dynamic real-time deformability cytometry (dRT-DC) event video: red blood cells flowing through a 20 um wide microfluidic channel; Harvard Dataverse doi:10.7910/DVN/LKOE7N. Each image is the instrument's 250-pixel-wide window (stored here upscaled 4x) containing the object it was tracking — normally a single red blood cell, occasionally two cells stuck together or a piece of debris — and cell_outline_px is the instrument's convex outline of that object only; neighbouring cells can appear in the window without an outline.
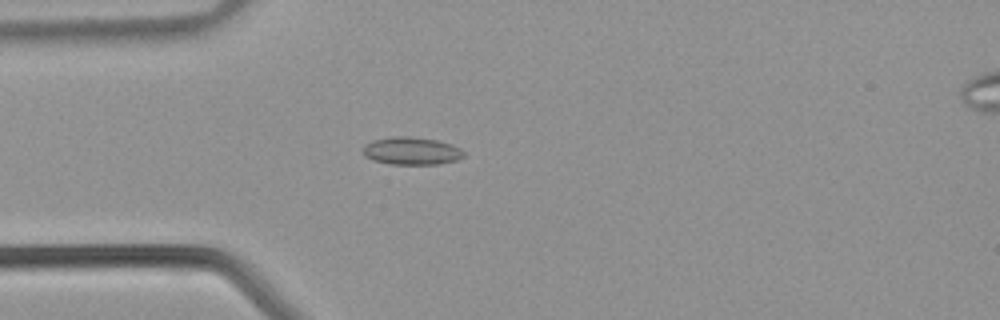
{"species": "common noctule bat (a hibernating species)", "species_latin": "Nyctalus noctula", "temperature_condition": "warm", "stored_images_in_passage": 40, "camera_frame_rate_fps": 3000, "um_per_image_px": 0.085, "animal": {"sex": "male", "body_mass_g": 21.5, "forearm_length_mm": 52.0}, "frame": {"image": 1, "passage_image": 10, "time_ms": 3.0, "image_size_px": [1000, 320], "cell_outline_px": [[464, 156], [456, 160], [440, 164], [392, 164], [372, 160], [364, 156], [360, 148], [364, 144], [372, 140], [392, 136], [408, 136], [436, 140], [452, 144], [460, 148], [464, 152]], "centroid_in_image_um": [34.93, 12.82], "position_along_channel_um": 50.1, "area_um2": 16.47}}
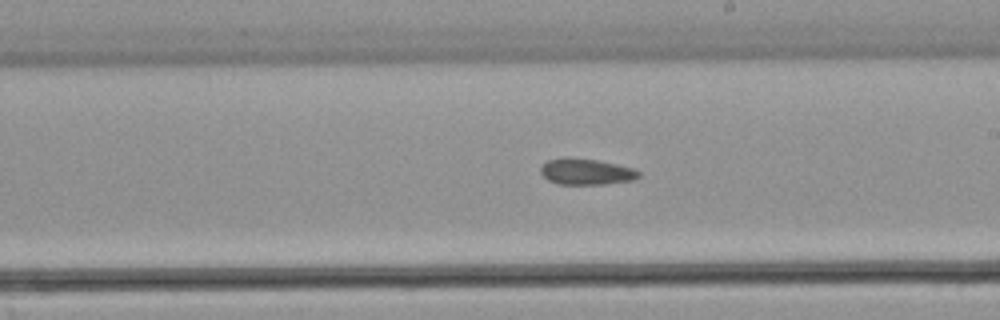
{"frame": {"image": 2, "passage_image": 22, "time_ms": 7.0, "image_size_px": [1000, 320], "cell_outline_px": [[640, 176], [636, 180], [604, 184], [556, 184], [548, 180], [540, 172], [540, 168], [548, 160], [564, 156], [568, 156], [596, 160], [636, 168], [640, 172]], "centroid_in_image_um": [49.85, 14.58], "position_along_channel_um": 239.2, "area_um2": 15.2}}
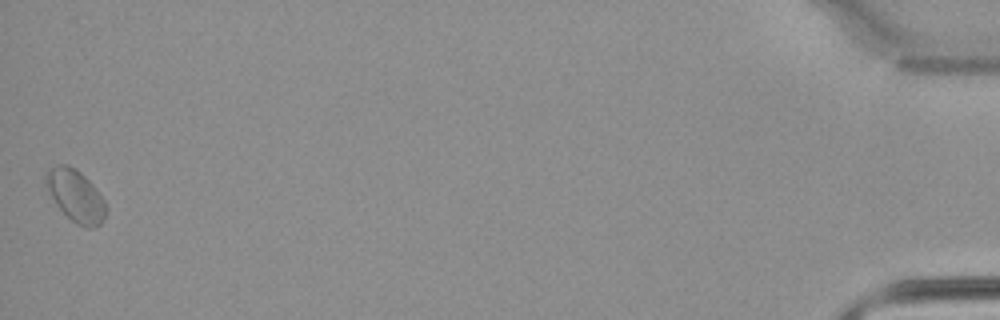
{"frame": {"image": 3, "passage_image": 40, "time_ms": 13.0, "image_size_px": [1000, 320], "cell_outline_px": [[104, 220], [100, 224], [92, 228], [88, 228], [76, 224], [56, 204], [44, 184], [44, 172], [48, 168], [56, 164], [68, 164], [76, 168], [92, 184], [104, 200]], "centroid_in_image_um": [6.37, 16.59], "position_along_channel_um": 428.8, "area_um2": 18.09}}